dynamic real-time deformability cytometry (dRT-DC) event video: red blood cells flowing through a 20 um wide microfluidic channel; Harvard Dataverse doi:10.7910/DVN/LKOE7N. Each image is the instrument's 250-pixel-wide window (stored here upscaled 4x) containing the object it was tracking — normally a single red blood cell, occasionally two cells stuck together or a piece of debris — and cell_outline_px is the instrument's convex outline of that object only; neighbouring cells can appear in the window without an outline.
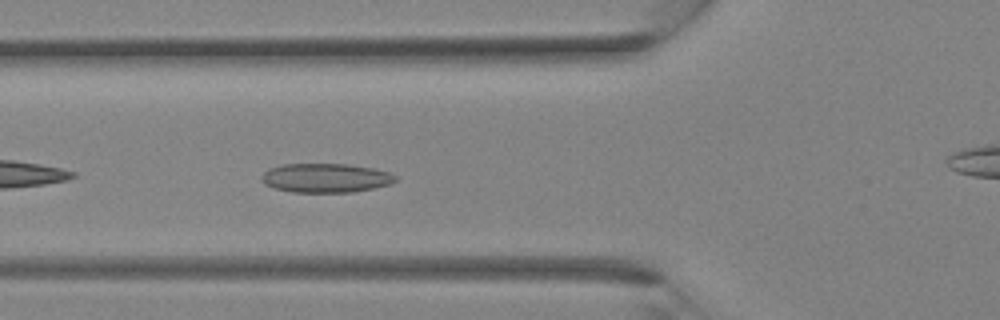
{"species": "Egyptian fruit bat (a non-hibernating species)", "species_latin": "Rousettus aegyptiacus", "temperature_condition": "room temperature", "stored_images_in_passage": 30, "camera_frame_rate_fps": 3000, "um_per_image_px": 0.085, "animal": {"sex": "female"}, "frame": {"image": 1, "passage_image": 6, "time_ms": 1.667, "image_size_px": [1000, 320], "cell_outline_px": [[396, 180], [388, 184], [372, 188], [352, 192], [292, 192], [276, 188], [264, 184], [260, 180], [260, 176], [268, 168], [280, 164], [348, 164], [376, 168], [392, 172], [396, 176]], "centroid_in_image_um": [27.66, 15.11], "position_along_channel_um": 98.1, "area_um2": 22.89}}
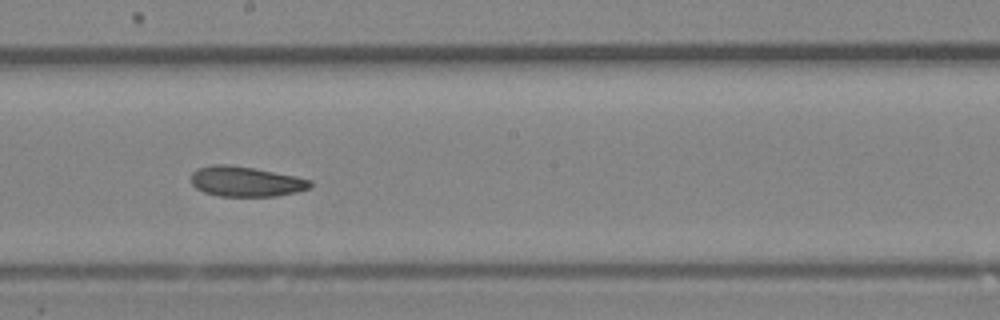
{"frame": {"image": 2, "passage_image": 13, "time_ms": 4.0, "image_size_px": [1000, 320], "cell_outline_px": [[312, 188], [296, 192], [276, 196], [216, 196], [204, 192], [196, 188], [192, 184], [192, 172], [196, 168], [212, 164], [228, 164], [252, 168], [296, 176], [312, 180]], "centroid_in_image_um": [20.89, 15.43], "position_along_channel_um": 227.3, "area_um2": 21.04}}
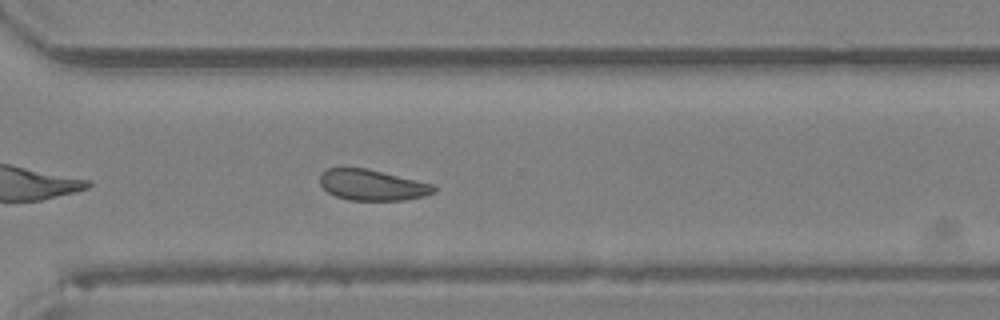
{"frame": {"image": 3, "passage_image": 19, "time_ms": 6.0, "image_size_px": [1000, 320], "cell_outline_px": [[436, 192], [424, 196], [404, 200], [348, 200], [336, 196], [328, 192], [320, 184], [320, 176], [328, 168], [364, 168], [432, 184], [436, 188]], "centroid_in_image_um": [31.63, 15.74], "position_along_channel_um": 339.0, "area_um2": 20.11}}